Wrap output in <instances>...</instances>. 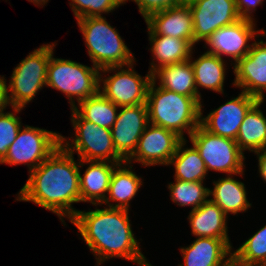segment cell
I'll return each instance as SVG.
<instances>
[{
	"label": "cell",
	"mask_w": 266,
	"mask_h": 266,
	"mask_svg": "<svg viewBox=\"0 0 266 266\" xmlns=\"http://www.w3.org/2000/svg\"><path fill=\"white\" fill-rule=\"evenodd\" d=\"M140 178L133 172L132 165H128L127 162L119 164L113 171L108 195L102 204H107L110 208L129 210L130 201L136 196L140 186L143 185ZM111 201L116 202V204L109 203Z\"/></svg>",
	"instance_id": "obj_22"
},
{
	"label": "cell",
	"mask_w": 266,
	"mask_h": 266,
	"mask_svg": "<svg viewBox=\"0 0 266 266\" xmlns=\"http://www.w3.org/2000/svg\"><path fill=\"white\" fill-rule=\"evenodd\" d=\"M128 0H122L125 4ZM139 9L140 14L146 20L150 15L167 10L182 4L179 0H132Z\"/></svg>",
	"instance_id": "obj_33"
},
{
	"label": "cell",
	"mask_w": 266,
	"mask_h": 266,
	"mask_svg": "<svg viewBox=\"0 0 266 266\" xmlns=\"http://www.w3.org/2000/svg\"><path fill=\"white\" fill-rule=\"evenodd\" d=\"M227 218L222 209L210 199L190 211L188 216L194 236L223 239L232 248L228 236Z\"/></svg>",
	"instance_id": "obj_19"
},
{
	"label": "cell",
	"mask_w": 266,
	"mask_h": 266,
	"mask_svg": "<svg viewBox=\"0 0 266 266\" xmlns=\"http://www.w3.org/2000/svg\"><path fill=\"white\" fill-rule=\"evenodd\" d=\"M53 56L52 53L47 67L46 86L64 93L71 105L70 109L75 108V99L79 104L99 92V68Z\"/></svg>",
	"instance_id": "obj_5"
},
{
	"label": "cell",
	"mask_w": 266,
	"mask_h": 266,
	"mask_svg": "<svg viewBox=\"0 0 266 266\" xmlns=\"http://www.w3.org/2000/svg\"><path fill=\"white\" fill-rule=\"evenodd\" d=\"M6 79L4 76L0 77V115L4 112L6 107L9 106L6 95Z\"/></svg>",
	"instance_id": "obj_36"
},
{
	"label": "cell",
	"mask_w": 266,
	"mask_h": 266,
	"mask_svg": "<svg viewBox=\"0 0 266 266\" xmlns=\"http://www.w3.org/2000/svg\"><path fill=\"white\" fill-rule=\"evenodd\" d=\"M77 24L84 37L93 66L101 70L134 64V55L117 29L106 21V17L79 18Z\"/></svg>",
	"instance_id": "obj_4"
},
{
	"label": "cell",
	"mask_w": 266,
	"mask_h": 266,
	"mask_svg": "<svg viewBox=\"0 0 266 266\" xmlns=\"http://www.w3.org/2000/svg\"><path fill=\"white\" fill-rule=\"evenodd\" d=\"M182 140L176 133L149 123L138 140L136 150L126 162L132 164L134 160L145 167L168 166Z\"/></svg>",
	"instance_id": "obj_13"
},
{
	"label": "cell",
	"mask_w": 266,
	"mask_h": 266,
	"mask_svg": "<svg viewBox=\"0 0 266 266\" xmlns=\"http://www.w3.org/2000/svg\"><path fill=\"white\" fill-rule=\"evenodd\" d=\"M221 266H253V265L240 261L234 254H232Z\"/></svg>",
	"instance_id": "obj_37"
},
{
	"label": "cell",
	"mask_w": 266,
	"mask_h": 266,
	"mask_svg": "<svg viewBox=\"0 0 266 266\" xmlns=\"http://www.w3.org/2000/svg\"><path fill=\"white\" fill-rule=\"evenodd\" d=\"M263 101H258L245 115L236 137L242 151L256 152L266 148V117L259 109Z\"/></svg>",
	"instance_id": "obj_26"
},
{
	"label": "cell",
	"mask_w": 266,
	"mask_h": 266,
	"mask_svg": "<svg viewBox=\"0 0 266 266\" xmlns=\"http://www.w3.org/2000/svg\"><path fill=\"white\" fill-rule=\"evenodd\" d=\"M254 153L257 154L258 158L259 174L263 178L264 182H266V148L263 150L256 151Z\"/></svg>",
	"instance_id": "obj_35"
},
{
	"label": "cell",
	"mask_w": 266,
	"mask_h": 266,
	"mask_svg": "<svg viewBox=\"0 0 266 266\" xmlns=\"http://www.w3.org/2000/svg\"><path fill=\"white\" fill-rule=\"evenodd\" d=\"M235 79L233 86L243 92L264 101L266 91V42L252 43L249 53L233 66Z\"/></svg>",
	"instance_id": "obj_16"
},
{
	"label": "cell",
	"mask_w": 266,
	"mask_h": 266,
	"mask_svg": "<svg viewBox=\"0 0 266 266\" xmlns=\"http://www.w3.org/2000/svg\"><path fill=\"white\" fill-rule=\"evenodd\" d=\"M189 139L199 151L207 172L213 170L228 175H244L245 156L236 140L214 135L201 125L191 133Z\"/></svg>",
	"instance_id": "obj_8"
},
{
	"label": "cell",
	"mask_w": 266,
	"mask_h": 266,
	"mask_svg": "<svg viewBox=\"0 0 266 266\" xmlns=\"http://www.w3.org/2000/svg\"><path fill=\"white\" fill-rule=\"evenodd\" d=\"M145 22L149 35L180 38L194 47V23L188 4L154 13Z\"/></svg>",
	"instance_id": "obj_17"
},
{
	"label": "cell",
	"mask_w": 266,
	"mask_h": 266,
	"mask_svg": "<svg viewBox=\"0 0 266 266\" xmlns=\"http://www.w3.org/2000/svg\"><path fill=\"white\" fill-rule=\"evenodd\" d=\"M192 53L190 62L194 69L195 85L197 94L201 97L198 90L199 87L215 91L217 93H224V80L226 74V66L223 58L217 55L205 52L195 61L192 60Z\"/></svg>",
	"instance_id": "obj_25"
},
{
	"label": "cell",
	"mask_w": 266,
	"mask_h": 266,
	"mask_svg": "<svg viewBox=\"0 0 266 266\" xmlns=\"http://www.w3.org/2000/svg\"><path fill=\"white\" fill-rule=\"evenodd\" d=\"M233 254L253 266H266V225L236 249Z\"/></svg>",
	"instance_id": "obj_30"
},
{
	"label": "cell",
	"mask_w": 266,
	"mask_h": 266,
	"mask_svg": "<svg viewBox=\"0 0 266 266\" xmlns=\"http://www.w3.org/2000/svg\"><path fill=\"white\" fill-rule=\"evenodd\" d=\"M28 1L38 6L42 5L44 6L49 0H28Z\"/></svg>",
	"instance_id": "obj_38"
},
{
	"label": "cell",
	"mask_w": 266,
	"mask_h": 266,
	"mask_svg": "<svg viewBox=\"0 0 266 266\" xmlns=\"http://www.w3.org/2000/svg\"><path fill=\"white\" fill-rule=\"evenodd\" d=\"M171 200L178 206H192L197 209L208 200L209 189L203 186V182H186L175 179V183H169Z\"/></svg>",
	"instance_id": "obj_29"
},
{
	"label": "cell",
	"mask_w": 266,
	"mask_h": 266,
	"mask_svg": "<svg viewBox=\"0 0 266 266\" xmlns=\"http://www.w3.org/2000/svg\"><path fill=\"white\" fill-rule=\"evenodd\" d=\"M12 112H3L0 115V162L8 153L10 145L16 139L17 133L22 127L20 117L16 116L22 108L13 107Z\"/></svg>",
	"instance_id": "obj_32"
},
{
	"label": "cell",
	"mask_w": 266,
	"mask_h": 266,
	"mask_svg": "<svg viewBox=\"0 0 266 266\" xmlns=\"http://www.w3.org/2000/svg\"><path fill=\"white\" fill-rule=\"evenodd\" d=\"M111 128L117 154L126 162L136 150L138 140L149 124L147 104L122 106Z\"/></svg>",
	"instance_id": "obj_15"
},
{
	"label": "cell",
	"mask_w": 266,
	"mask_h": 266,
	"mask_svg": "<svg viewBox=\"0 0 266 266\" xmlns=\"http://www.w3.org/2000/svg\"><path fill=\"white\" fill-rule=\"evenodd\" d=\"M89 164L80 179V202L102 205L109 191L111 176L114 169L121 163L107 161H85ZM107 193V194H106Z\"/></svg>",
	"instance_id": "obj_18"
},
{
	"label": "cell",
	"mask_w": 266,
	"mask_h": 266,
	"mask_svg": "<svg viewBox=\"0 0 266 266\" xmlns=\"http://www.w3.org/2000/svg\"><path fill=\"white\" fill-rule=\"evenodd\" d=\"M255 25L253 21L240 19L232 25L217 29L205 42L210 48L206 52L220 58L223 55L231 56L235 62L232 65L236 64L251 50L250 39L254 40L259 35L266 36L265 30H256Z\"/></svg>",
	"instance_id": "obj_12"
},
{
	"label": "cell",
	"mask_w": 266,
	"mask_h": 266,
	"mask_svg": "<svg viewBox=\"0 0 266 266\" xmlns=\"http://www.w3.org/2000/svg\"><path fill=\"white\" fill-rule=\"evenodd\" d=\"M194 25V45L204 41L217 29L241 19L236 0H193L188 3Z\"/></svg>",
	"instance_id": "obj_11"
},
{
	"label": "cell",
	"mask_w": 266,
	"mask_h": 266,
	"mask_svg": "<svg viewBox=\"0 0 266 266\" xmlns=\"http://www.w3.org/2000/svg\"><path fill=\"white\" fill-rule=\"evenodd\" d=\"M60 146L61 134L25 125L18 131L16 139L0 164H27L31 172Z\"/></svg>",
	"instance_id": "obj_9"
},
{
	"label": "cell",
	"mask_w": 266,
	"mask_h": 266,
	"mask_svg": "<svg viewBox=\"0 0 266 266\" xmlns=\"http://www.w3.org/2000/svg\"><path fill=\"white\" fill-rule=\"evenodd\" d=\"M149 41L154 58L148 71L151 75L163 66L189 60L193 53V46L187 40L180 38L149 35Z\"/></svg>",
	"instance_id": "obj_21"
},
{
	"label": "cell",
	"mask_w": 266,
	"mask_h": 266,
	"mask_svg": "<svg viewBox=\"0 0 266 266\" xmlns=\"http://www.w3.org/2000/svg\"><path fill=\"white\" fill-rule=\"evenodd\" d=\"M152 79H159L158 86L161 88L189 97H200L197 94L194 69L190 60L163 66L152 74Z\"/></svg>",
	"instance_id": "obj_24"
},
{
	"label": "cell",
	"mask_w": 266,
	"mask_h": 266,
	"mask_svg": "<svg viewBox=\"0 0 266 266\" xmlns=\"http://www.w3.org/2000/svg\"><path fill=\"white\" fill-rule=\"evenodd\" d=\"M128 212L122 208L96 207L93 211L79 210L70 220L96 257L97 266L113 257L124 258L139 266H152L140 251Z\"/></svg>",
	"instance_id": "obj_2"
},
{
	"label": "cell",
	"mask_w": 266,
	"mask_h": 266,
	"mask_svg": "<svg viewBox=\"0 0 266 266\" xmlns=\"http://www.w3.org/2000/svg\"><path fill=\"white\" fill-rule=\"evenodd\" d=\"M213 184L214 189H209V196H213L210 200L216 203L226 215L243 213L251 207L244 183L237 181L232 175L220 178Z\"/></svg>",
	"instance_id": "obj_23"
},
{
	"label": "cell",
	"mask_w": 266,
	"mask_h": 266,
	"mask_svg": "<svg viewBox=\"0 0 266 266\" xmlns=\"http://www.w3.org/2000/svg\"><path fill=\"white\" fill-rule=\"evenodd\" d=\"M201 97H189L168 89L156 87L152 80L147 94L149 123L176 133L182 139L200 125Z\"/></svg>",
	"instance_id": "obj_3"
},
{
	"label": "cell",
	"mask_w": 266,
	"mask_h": 266,
	"mask_svg": "<svg viewBox=\"0 0 266 266\" xmlns=\"http://www.w3.org/2000/svg\"><path fill=\"white\" fill-rule=\"evenodd\" d=\"M55 46V43L41 45L13 69L9 85L5 83L9 106L23 109L46 86L47 67Z\"/></svg>",
	"instance_id": "obj_6"
},
{
	"label": "cell",
	"mask_w": 266,
	"mask_h": 266,
	"mask_svg": "<svg viewBox=\"0 0 266 266\" xmlns=\"http://www.w3.org/2000/svg\"><path fill=\"white\" fill-rule=\"evenodd\" d=\"M83 166L84 160L76 162L74 155L60 146L29 172V178L19 191L16 201H31L52 211L65 226L63 219L66 217L70 221L79 211L72 204L80 202L79 175Z\"/></svg>",
	"instance_id": "obj_1"
},
{
	"label": "cell",
	"mask_w": 266,
	"mask_h": 266,
	"mask_svg": "<svg viewBox=\"0 0 266 266\" xmlns=\"http://www.w3.org/2000/svg\"><path fill=\"white\" fill-rule=\"evenodd\" d=\"M71 110L75 138L67 140L61 135V146L66 151L71 154H74V151L77 152L79 160L125 162L117 154L110 129L85 120L74 108Z\"/></svg>",
	"instance_id": "obj_7"
},
{
	"label": "cell",
	"mask_w": 266,
	"mask_h": 266,
	"mask_svg": "<svg viewBox=\"0 0 266 266\" xmlns=\"http://www.w3.org/2000/svg\"><path fill=\"white\" fill-rule=\"evenodd\" d=\"M72 2V3H71ZM70 7L76 20L86 17H100L123 5L122 0H71Z\"/></svg>",
	"instance_id": "obj_31"
},
{
	"label": "cell",
	"mask_w": 266,
	"mask_h": 266,
	"mask_svg": "<svg viewBox=\"0 0 266 266\" xmlns=\"http://www.w3.org/2000/svg\"><path fill=\"white\" fill-rule=\"evenodd\" d=\"M258 101L242 91L207 116L203 117L201 108L200 125L214 135L236 140L245 115Z\"/></svg>",
	"instance_id": "obj_14"
},
{
	"label": "cell",
	"mask_w": 266,
	"mask_h": 266,
	"mask_svg": "<svg viewBox=\"0 0 266 266\" xmlns=\"http://www.w3.org/2000/svg\"><path fill=\"white\" fill-rule=\"evenodd\" d=\"M263 1L264 0H236V9L241 19L255 22L252 12L256 11V7L262 5Z\"/></svg>",
	"instance_id": "obj_34"
},
{
	"label": "cell",
	"mask_w": 266,
	"mask_h": 266,
	"mask_svg": "<svg viewBox=\"0 0 266 266\" xmlns=\"http://www.w3.org/2000/svg\"><path fill=\"white\" fill-rule=\"evenodd\" d=\"M182 4H188L193 0H179Z\"/></svg>",
	"instance_id": "obj_39"
},
{
	"label": "cell",
	"mask_w": 266,
	"mask_h": 266,
	"mask_svg": "<svg viewBox=\"0 0 266 266\" xmlns=\"http://www.w3.org/2000/svg\"><path fill=\"white\" fill-rule=\"evenodd\" d=\"M75 110L85 119L98 126L110 129L116 121L117 105L106 98L101 92L81 101ZM79 107V108H78Z\"/></svg>",
	"instance_id": "obj_28"
},
{
	"label": "cell",
	"mask_w": 266,
	"mask_h": 266,
	"mask_svg": "<svg viewBox=\"0 0 266 266\" xmlns=\"http://www.w3.org/2000/svg\"><path fill=\"white\" fill-rule=\"evenodd\" d=\"M133 65L125 66L126 69H123V66H118L100 70L105 75L111 73L110 71H115V74L106 78L102 77L103 74L100 73L99 92L118 107L145 104L147 101L148 89L153 80L152 75L147 72L148 74L142 77L134 70ZM101 82L103 86H101Z\"/></svg>",
	"instance_id": "obj_10"
},
{
	"label": "cell",
	"mask_w": 266,
	"mask_h": 266,
	"mask_svg": "<svg viewBox=\"0 0 266 266\" xmlns=\"http://www.w3.org/2000/svg\"><path fill=\"white\" fill-rule=\"evenodd\" d=\"M183 265L178 266H221L233 254L232 248L223 240L197 237L188 247L180 248Z\"/></svg>",
	"instance_id": "obj_20"
},
{
	"label": "cell",
	"mask_w": 266,
	"mask_h": 266,
	"mask_svg": "<svg viewBox=\"0 0 266 266\" xmlns=\"http://www.w3.org/2000/svg\"><path fill=\"white\" fill-rule=\"evenodd\" d=\"M186 142L187 140L183 139L179 143L177 151L168 165L174 166V178L177 180L203 182L208 174L205 162L194 145L191 148H184Z\"/></svg>",
	"instance_id": "obj_27"
}]
</instances>
